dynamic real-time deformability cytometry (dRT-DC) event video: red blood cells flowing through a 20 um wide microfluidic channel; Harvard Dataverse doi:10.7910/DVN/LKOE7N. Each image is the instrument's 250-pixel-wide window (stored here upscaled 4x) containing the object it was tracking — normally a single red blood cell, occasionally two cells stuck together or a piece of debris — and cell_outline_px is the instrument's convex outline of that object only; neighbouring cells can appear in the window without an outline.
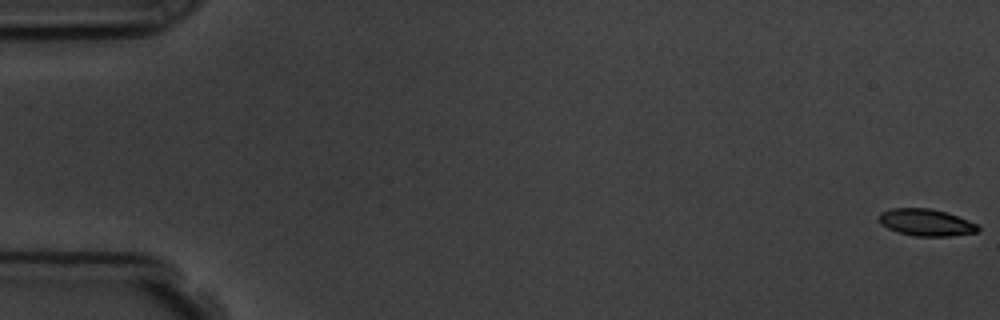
{"species": "common noctule bat (a hibernating species)", "species_latin": "Nyctalus noctula", "temperature_condition": "room temperature", "stored_images_in_passage": 11, "camera_frame_rate_fps": 3000, "um_per_image_px": 0.085, "animal": {"sex": "male", "body_mass_g": 19.5, "forearm_length_mm": 54.6}, "frame": {"image": 1, "passage_image": 1, "time_ms": 0.0, "image_size_px": [1000, 320], "cell_outline_px": [[980, 228], [976, 232], [952, 236], [916, 236], [900, 232], [888, 228], [880, 224], [880, 212], [892, 208], [932, 208], [956, 216], [976, 224]], "centroid_in_image_um": [78.69, 18.9], "position_along_channel_um": 6.3, "area_um2": 15.26}}
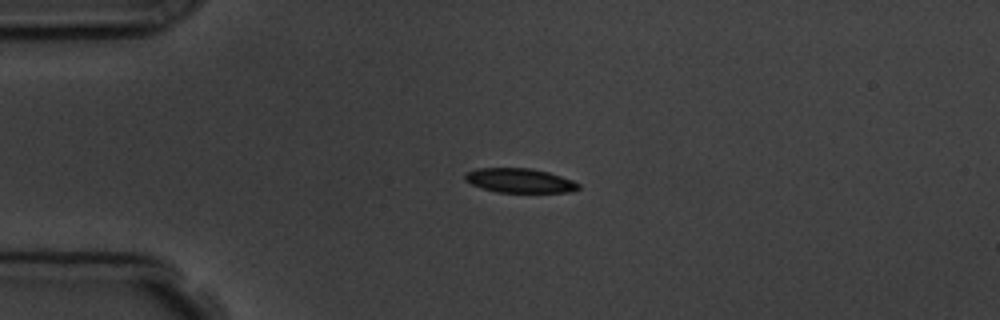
{"frame": {"image": 2, "passage_image": 5, "time_ms": 4.333, "image_size_px": [1000, 320], "cell_outline_px": [[580, 188], [572, 192], [496, 192], [472, 184], [464, 180], [464, 172], [476, 168], [532, 168], [548, 172], [572, 180], [580, 184]], "centroid_in_image_um": [44.16, 15.34], "position_along_channel_um": 40.8, "area_um2": 16.13}}
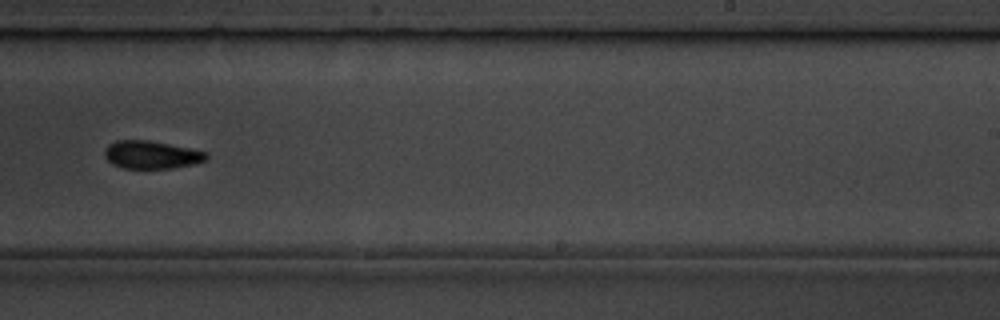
{"frame": {"image": 3, "passage_image": 11, "time_ms": 11.333, "image_size_px": [1000, 320], "cell_outline_px": [[208, 160], [192, 164], [172, 168], [124, 168], [112, 164], [104, 156], [104, 148], [108, 144], [116, 140], [148, 140], [192, 148], [208, 152]], "centroid_in_image_um": [12.88, 13.14], "position_along_channel_um": 276.1, "area_um2": 16.7}}